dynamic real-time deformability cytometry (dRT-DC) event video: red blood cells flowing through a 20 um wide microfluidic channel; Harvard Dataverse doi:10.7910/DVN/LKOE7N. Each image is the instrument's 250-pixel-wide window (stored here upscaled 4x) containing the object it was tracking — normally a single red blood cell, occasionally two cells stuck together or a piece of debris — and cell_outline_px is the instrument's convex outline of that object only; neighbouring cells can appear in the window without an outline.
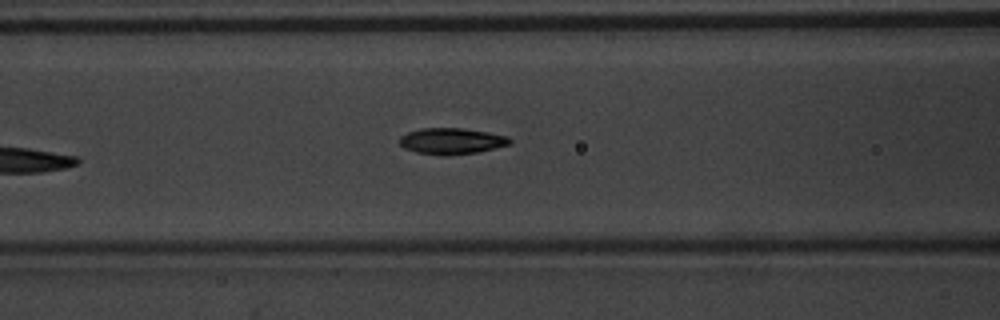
{"species": "common noctule bat (a hibernating species)", "species_latin": "Nyctalus noctula", "temperature_condition": "warm", "stored_images_in_passage": 6, "camera_frame_rate_fps": 3000, "um_per_image_px": 0.085, "animal": {"sex": "male", "body_mass_g": 20.1, "forearm_length_mm": 53.5}, "frame": {"image": 1, "passage_image": 6, "time_ms": 1.667, "image_size_px": [1000, 320], "cell_outline_px": [[512, 144], [476, 152], [448, 156], [444, 156], [416, 152], [404, 148], [400, 144], [400, 136], [408, 132], [420, 128], [464, 128], [488, 132], [508, 136], [512, 140]], "centroid_in_image_um": [38.39, 11.99], "position_along_channel_um": 128.2, "area_um2": 16.94}}